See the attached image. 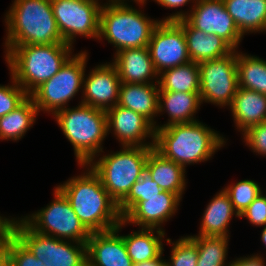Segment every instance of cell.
Segmentation results:
<instances>
[{
  "instance_id": "obj_41",
  "label": "cell",
  "mask_w": 266,
  "mask_h": 266,
  "mask_svg": "<svg viewBox=\"0 0 266 266\" xmlns=\"http://www.w3.org/2000/svg\"><path fill=\"white\" fill-rule=\"evenodd\" d=\"M0 266H10L8 236L0 239Z\"/></svg>"
},
{
  "instance_id": "obj_10",
  "label": "cell",
  "mask_w": 266,
  "mask_h": 266,
  "mask_svg": "<svg viewBox=\"0 0 266 266\" xmlns=\"http://www.w3.org/2000/svg\"><path fill=\"white\" fill-rule=\"evenodd\" d=\"M53 195L54 200L47 207L22 219L38 233L86 243L91 233L80 222L68 199L57 187Z\"/></svg>"
},
{
  "instance_id": "obj_21",
  "label": "cell",
  "mask_w": 266,
  "mask_h": 266,
  "mask_svg": "<svg viewBox=\"0 0 266 266\" xmlns=\"http://www.w3.org/2000/svg\"><path fill=\"white\" fill-rule=\"evenodd\" d=\"M117 105L143 115L155 126L154 118L159 114L158 83H121Z\"/></svg>"
},
{
  "instance_id": "obj_16",
  "label": "cell",
  "mask_w": 266,
  "mask_h": 266,
  "mask_svg": "<svg viewBox=\"0 0 266 266\" xmlns=\"http://www.w3.org/2000/svg\"><path fill=\"white\" fill-rule=\"evenodd\" d=\"M126 223L122 220L116 228L93 232L86 242L87 266H133L119 231Z\"/></svg>"
},
{
  "instance_id": "obj_13",
  "label": "cell",
  "mask_w": 266,
  "mask_h": 266,
  "mask_svg": "<svg viewBox=\"0 0 266 266\" xmlns=\"http://www.w3.org/2000/svg\"><path fill=\"white\" fill-rule=\"evenodd\" d=\"M237 51L198 64L201 103L230 106L238 88Z\"/></svg>"
},
{
  "instance_id": "obj_7",
  "label": "cell",
  "mask_w": 266,
  "mask_h": 266,
  "mask_svg": "<svg viewBox=\"0 0 266 266\" xmlns=\"http://www.w3.org/2000/svg\"><path fill=\"white\" fill-rule=\"evenodd\" d=\"M123 149L92 159L87 165L98 175L105 190L119 205L146 168L154 147L122 146Z\"/></svg>"
},
{
  "instance_id": "obj_4",
  "label": "cell",
  "mask_w": 266,
  "mask_h": 266,
  "mask_svg": "<svg viewBox=\"0 0 266 266\" xmlns=\"http://www.w3.org/2000/svg\"><path fill=\"white\" fill-rule=\"evenodd\" d=\"M5 18V46L65 43L51 0H14Z\"/></svg>"
},
{
  "instance_id": "obj_9",
  "label": "cell",
  "mask_w": 266,
  "mask_h": 266,
  "mask_svg": "<svg viewBox=\"0 0 266 266\" xmlns=\"http://www.w3.org/2000/svg\"><path fill=\"white\" fill-rule=\"evenodd\" d=\"M87 56L85 51L72 55L52 78L29 95L38 111L52 112L54 116L66 108L83 87Z\"/></svg>"
},
{
  "instance_id": "obj_29",
  "label": "cell",
  "mask_w": 266,
  "mask_h": 266,
  "mask_svg": "<svg viewBox=\"0 0 266 266\" xmlns=\"http://www.w3.org/2000/svg\"><path fill=\"white\" fill-rule=\"evenodd\" d=\"M158 77H160L158 78L159 91H200L199 66L193 61L166 69L158 74Z\"/></svg>"
},
{
  "instance_id": "obj_2",
  "label": "cell",
  "mask_w": 266,
  "mask_h": 266,
  "mask_svg": "<svg viewBox=\"0 0 266 266\" xmlns=\"http://www.w3.org/2000/svg\"><path fill=\"white\" fill-rule=\"evenodd\" d=\"M225 137L200 121L155 129L154 149L183 166L210 159L225 145Z\"/></svg>"
},
{
  "instance_id": "obj_3",
  "label": "cell",
  "mask_w": 266,
  "mask_h": 266,
  "mask_svg": "<svg viewBox=\"0 0 266 266\" xmlns=\"http://www.w3.org/2000/svg\"><path fill=\"white\" fill-rule=\"evenodd\" d=\"M5 61L14 80L30 95L52 78L71 57L67 43L5 46Z\"/></svg>"
},
{
  "instance_id": "obj_14",
  "label": "cell",
  "mask_w": 266,
  "mask_h": 266,
  "mask_svg": "<svg viewBox=\"0 0 266 266\" xmlns=\"http://www.w3.org/2000/svg\"><path fill=\"white\" fill-rule=\"evenodd\" d=\"M148 49L158 74L190 62L185 34L177 21H160L154 28Z\"/></svg>"
},
{
  "instance_id": "obj_6",
  "label": "cell",
  "mask_w": 266,
  "mask_h": 266,
  "mask_svg": "<svg viewBox=\"0 0 266 266\" xmlns=\"http://www.w3.org/2000/svg\"><path fill=\"white\" fill-rule=\"evenodd\" d=\"M60 129L71 143L78 165L88 164L103 152L107 136L106 111L85 104L64 108L54 115Z\"/></svg>"
},
{
  "instance_id": "obj_20",
  "label": "cell",
  "mask_w": 266,
  "mask_h": 266,
  "mask_svg": "<svg viewBox=\"0 0 266 266\" xmlns=\"http://www.w3.org/2000/svg\"><path fill=\"white\" fill-rule=\"evenodd\" d=\"M182 26L187 52L191 61L201 63L231 54L234 49L216 34H206L193 28L185 19L177 20Z\"/></svg>"
},
{
  "instance_id": "obj_38",
  "label": "cell",
  "mask_w": 266,
  "mask_h": 266,
  "mask_svg": "<svg viewBox=\"0 0 266 266\" xmlns=\"http://www.w3.org/2000/svg\"><path fill=\"white\" fill-rule=\"evenodd\" d=\"M246 217L255 226H266V195L259 194L256 199L239 215Z\"/></svg>"
},
{
  "instance_id": "obj_15",
  "label": "cell",
  "mask_w": 266,
  "mask_h": 266,
  "mask_svg": "<svg viewBox=\"0 0 266 266\" xmlns=\"http://www.w3.org/2000/svg\"><path fill=\"white\" fill-rule=\"evenodd\" d=\"M106 116L107 133L113 130L122 146L154 147V125L143 115L116 105L106 110ZM148 137L152 142L145 143Z\"/></svg>"
},
{
  "instance_id": "obj_28",
  "label": "cell",
  "mask_w": 266,
  "mask_h": 266,
  "mask_svg": "<svg viewBox=\"0 0 266 266\" xmlns=\"http://www.w3.org/2000/svg\"><path fill=\"white\" fill-rule=\"evenodd\" d=\"M39 111L33 99L28 96L18 107L0 117V139L17 141L35 123Z\"/></svg>"
},
{
  "instance_id": "obj_35",
  "label": "cell",
  "mask_w": 266,
  "mask_h": 266,
  "mask_svg": "<svg viewBox=\"0 0 266 266\" xmlns=\"http://www.w3.org/2000/svg\"><path fill=\"white\" fill-rule=\"evenodd\" d=\"M8 248L10 266H49L30 253L12 233L8 235Z\"/></svg>"
},
{
  "instance_id": "obj_25",
  "label": "cell",
  "mask_w": 266,
  "mask_h": 266,
  "mask_svg": "<svg viewBox=\"0 0 266 266\" xmlns=\"http://www.w3.org/2000/svg\"><path fill=\"white\" fill-rule=\"evenodd\" d=\"M233 215L239 218L228 194L222 189L207 205L200 223V231L198 235L193 236L229 237L228 226Z\"/></svg>"
},
{
  "instance_id": "obj_33",
  "label": "cell",
  "mask_w": 266,
  "mask_h": 266,
  "mask_svg": "<svg viewBox=\"0 0 266 266\" xmlns=\"http://www.w3.org/2000/svg\"><path fill=\"white\" fill-rule=\"evenodd\" d=\"M229 196L234 210L241 215L245 209L263 193L260 186L252 180H241L223 189Z\"/></svg>"
},
{
  "instance_id": "obj_36",
  "label": "cell",
  "mask_w": 266,
  "mask_h": 266,
  "mask_svg": "<svg viewBox=\"0 0 266 266\" xmlns=\"http://www.w3.org/2000/svg\"><path fill=\"white\" fill-rule=\"evenodd\" d=\"M12 85H0V117L18 107L29 95L12 76Z\"/></svg>"
},
{
  "instance_id": "obj_32",
  "label": "cell",
  "mask_w": 266,
  "mask_h": 266,
  "mask_svg": "<svg viewBox=\"0 0 266 266\" xmlns=\"http://www.w3.org/2000/svg\"><path fill=\"white\" fill-rule=\"evenodd\" d=\"M162 192L163 190L152 180L149 170L145 168L127 197L118 205V210L123 216L135 203L146 201V198L157 196Z\"/></svg>"
},
{
  "instance_id": "obj_22",
  "label": "cell",
  "mask_w": 266,
  "mask_h": 266,
  "mask_svg": "<svg viewBox=\"0 0 266 266\" xmlns=\"http://www.w3.org/2000/svg\"><path fill=\"white\" fill-rule=\"evenodd\" d=\"M229 107L236 129L242 133L254 125L266 122V95L257 91L238 87Z\"/></svg>"
},
{
  "instance_id": "obj_34",
  "label": "cell",
  "mask_w": 266,
  "mask_h": 266,
  "mask_svg": "<svg viewBox=\"0 0 266 266\" xmlns=\"http://www.w3.org/2000/svg\"><path fill=\"white\" fill-rule=\"evenodd\" d=\"M166 241L172 244L169 261L165 266H196L198 260L197 245L188 237H181L175 243L168 238Z\"/></svg>"
},
{
  "instance_id": "obj_45",
  "label": "cell",
  "mask_w": 266,
  "mask_h": 266,
  "mask_svg": "<svg viewBox=\"0 0 266 266\" xmlns=\"http://www.w3.org/2000/svg\"><path fill=\"white\" fill-rule=\"evenodd\" d=\"M261 241L266 246V226H264L261 233Z\"/></svg>"
},
{
  "instance_id": "obj_44",
  "label": "cell",
  "mask_w": 266,
  "mask_h": 266,
  "mask_svg": "<svg viewBox=\"0 0 266 266\" xmlns=\"http://www.w3.org/2000/svg\"><path fill=\"white\" fill-rule=\"evenodd\" d=\"M196 266H230V262L227 264V263H216L209 261H197Z\"/></svg>"
},
{
  "instance_id": "obj_30",
  "label": "cell",
  "mask_w": 266,
  "mask_h": 266,
  "mask_svg": "<svg viewBox=\"0 0 266 266\" xmlns=\"http://www.w3.org/2000/svg\"><path fill=\"white\" fill-rule=\"evenodd\" d=\"M236 63L238 87L266 95V61L237 51Z\"/></svg>"
},
{
  "instance_id": "obj_43",
  "label": "cell",
  "mask_w": 266,
  "mask_h": 266,
  "mask_svg": "<svg viewBox=\"0 0 266 266\" xmlns=\"http://www.w3.org/2000/svg\"><path fill=\"white\" fill-rule=\"evenodd\" d=\"M163 252L155 259H150L144 262L133 264V266H165V261L162 259Z\"/></svg>"
},
{
  "instance_id": "obj_1",
  "label": "cell",
  "mask_w": 266,
  "mask_h": 266,
  "mask_svg": "<svg viewBox=\"0 0 266 266\" xmlns=\"http://www.w3.org/2000/svg\"><path fill=\"white\" fill-rule=\"evenodd\" d=\"M88 170L57 186L71 204L80 222L90 232L114 229L122 221L118 204L103 187L98 175L87 164Z\"/></svg>"
},
{
  "instance_id": "obj_31",
  "label": "cell",
  "mask_w": 266,
  "mask_h": 266,
  "mask_svg": "<svg viewBox=\"0 0 266 266\" xmlns=\"http://www.w3.org/2000/svg\"><path fill=\"white\" fill-rule=\"evenodd\" d=\"M188 237L197 245V261L226 263L229 237L192 235Z\"/></svg>"
},
{
  "instance_id": "obj_11",
  "label": "cell",
  "mask_w": 266,
  "mask_h": 266,
  "mask_svg": "<svg viewBox=\"0 0 266 266\" xmlns=\"http://www.w3.org/2000/svg\"><path fill=\"white\" fill-rule=\"evenodd\" d=\"M189 12L177 11V13L162 18V21L185 19L193 28L206 34H216L234 50L238 49L244 35L228 14L223 0H197Z\"/></svg>"
},
{
  "instance_id": "obj_17",
  "label": "cell",
  "mask_w": 266,
  "mask_h": 266,
  "mask_svg": "<svg viewBox=\"0 0 266 266\" xmlns=\"http://www.w3.org/2000/svg\"><path fill=\"white\" fill-rule=\"evenodd\" d=\"M84 76L82 104L105 111L117 105L121 81L112 63L97 65Z\"/></svg>"
},
{
  "instance_id": "obj_24",
  "label": "cell",
  "mask_w": 266,
  "mask_h": 266,
  "mask_svg": "<svg viewBox=\"0 0 266 266\" xmlns=\"http://www.w3.org/2000/svg\"><path fill=\"white\" fill-rule=\"evenodd\" d=\"M146 168L163 191H170L182 199L186 186L185 168L163 157L154 148L149 152Z\"/></svg>"
},
{
  "instance_id": "obj_5",
  "label": "cell",
  "mask_w": 266,
  "mask_h": 266,
  "mask_svg": "<svg viewBox=\"0 0 266 266\" xmlns=\"http://www.w3.org/2000/svg\"><path fill=\"white\" fill-rule=\"evenodd\" d=\"M126 0L108 1L100 12L98 40L106 39L116 52L138 47H148L152 32L161 20H151L141 10L133 8Z\"/></svg>"
},
{
  "instance_id": "obj_39",
  "label": "cell",
  "mask_w": 266,
  "mask_h": 266,
  "mask_svg": "<svg viewBox=\"0 0 266 266\" xmlns=\"http://www.w3.org/2000/svg\"><path fill=\"white\" fill-rule=\"evenodd\" d=\"M230 266H265L263 256L254 254L252 256H245L230 261Z\"/></svg>"
},
{
  "instance_id": "obj_27",
  "label": "cell",
  "mask_w": 266,
  "mask_h": 266,
  "mask_svg": "<svg viewBox=\"0 0 266 266\" xmlns=\"http://www.w3.org/2000/svg\"><path fill=\"white\" fill-rule=\"evenodd\" d=\"M141 228L122 235L127 252L134 264L157 258L163 251L164 230ZM156 233V235H155Z\"/></svg>"
},
{
  "instance_id": "obj_37",
  "label": "cell",
  "mask_w": 266,
  "mask_h": 266,
  "mask_svg": "<svg viewBox=\"0 0 266 266\" xmlns=\"http://www.w3.org/2000/svg\"><path fill=\"white\" fill-rule=\"evenodd\" d=\"M245 144L253 152L266 156V122L254 125L242 133Z\"/></svg>"
},
{
  "instance_id": "obj_26",
  "label": "cell",
  "mask_w": 266,
  "mask_h": 266,
  "mask_svg": "<svg viewBox=\"0 0 266 266\" xmlns=\"http://www.w3.org/2000/svg\"><path fill=\"white\" fill-rule=\"evenodd\" d=\"M240 32L266 31V0H223Z\"/></svg>"
},
{
  "instance_id": "obj_42",
  "label": "cell",
  "mask_w": 266,
  "mask_h": 266,
  "mask_svg": "<svg viewBox=\"0 0 266 266\" xmlns=\"http://www.w3.org/2000/svg\"><path fill=\"white\" fill-rule=\"evenodd\" d=\"M13 218L9 219L0 216V239L5 238L11 233Z\"/></svg>"
},
{
  "instance_id": "obj_18",
  "label": "cell",
  "mask_w": 266,
  "mask_h": 266,
  "mask_svg": "<svg viewBox=\"0 0 266 266\" xmlns=\"http://www.w3.org/2000/svg\"><path fill=\"white\" fill-rule=\"evenodd\" d=\"M180 201L177 194L163 191L157 196L146 198V201L135 203L122 216V220L141 228L163 230L161 225L175 214Z\"/></svg>"
},
{
  "instance_id": "obj_23",
  "label": "cell",
  "mask_w": 266,
  "mask_h": 266,
  "mask_svg": "<svg viewBox=\"0 0 266 266\" xmlns=\"http://www.w3.org/2000/svg\"><path fill=\"white\" fill-rule=\"evenodd\" d=\"M201 99L199 92H172L159 91V114L168 112L170 119L164 125H156L155 129L163 128L172 124L192 123L195 113L200 109Z\"/></svg>"
},
{
  "instance_id": "obj_12",
  "label": "cell",
  "mask_w": 266,
  "mask_h": 266,
  "mask_svg": "<svg viewBox=\"0 0 266 266\" xmlns=\"http://www.w3.org/2000/svg\"><path fill=\"white\" fill-rule=\"evenodd\" d=\"M51 7L65 43L73 46L77 35L98 39L102 8L98 0H51Z\"/></svg>"
},
{
  "instance_id": "obj_40",
  "label": "cell",
  "mask_w": 266,
  "mask_h": 266,
  "mask_svg": "<svg viewBox=\"0 0 266 266\" xmlns=\"http://www.w3.org/2000/svg\"><path fill=\"white\" fill-rule=\"evenodd\" d=\"M138 5H144L147 0H132ZM159 3L161 6L166 8H178L188 4L191 0H154ZM197 0H193V3H196Z\"/></svg>"
},
{
  "instance_id": "obj_19",
  "label": "cell",
  "mask_w": 266,
  "mask_h": 266,
  "mask_svg": "<svg viewBox=\"0 0 266 266\" xmlns=\"http://www.w3.org/2000/svg\"><path fill=\"white\" fill-rule=\"evenodd\" d=\"M112 64L118 71L121 83H154V78L158 83V73L153 66L148 47L120 50L115 53Z\"/></svg>"
},
{
  "instance_id": "obj_8",
  "label": "cell",
  "mask_w": 266,
  "mask_h": 266,
  "mask_svg": "<svg viewBox=\"0 0 266 266\" xmlns=\"http://www.w3.org/2000/svg\"><path fill=\"white\" fill-rule=\"evenodd\" d=\"M15 219L12 221L11 233L44 264L87 266L86 243L57 239L38 233L22 218Z\"/></svg>"
}]
</instances>
